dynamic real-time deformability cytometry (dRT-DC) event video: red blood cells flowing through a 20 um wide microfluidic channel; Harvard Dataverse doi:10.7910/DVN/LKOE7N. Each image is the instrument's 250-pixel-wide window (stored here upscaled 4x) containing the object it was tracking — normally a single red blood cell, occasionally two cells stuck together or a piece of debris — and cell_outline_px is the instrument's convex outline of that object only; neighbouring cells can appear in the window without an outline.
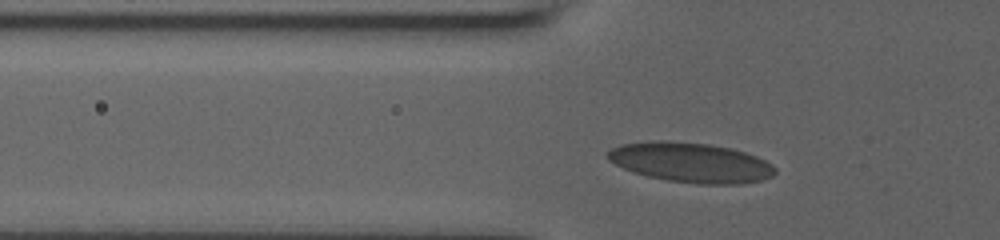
{"species": "human", "species_latin": "Homo sapiens", "temperature_condition": "room temperature", "stored_images_in_passage": 35, "camera_frame_rate_fps": 3000, "um_per_image_px": 0.085, "donor": {"sex": "male"}, "frame": {"image": 1, "passage_image": 7, "time_ms": 2.0, "image_size_px": [1000, 240], "cell_outline_px": [[776, 172], [772, 176], [764, 180], [740, 184], [700, 184], [668, 180], [648, 176], [632, 172], [608, 160], [604, 156], [604, 152], [620, 144], [652, 140], [668, 140], [708, 144], [732, 148], [756, 156], [772, 164], [776, 168]], "centroid_in_image_um": [58.69, 13.8], "position_along_channel_um": 67.1, "area_um2": 39.19}}
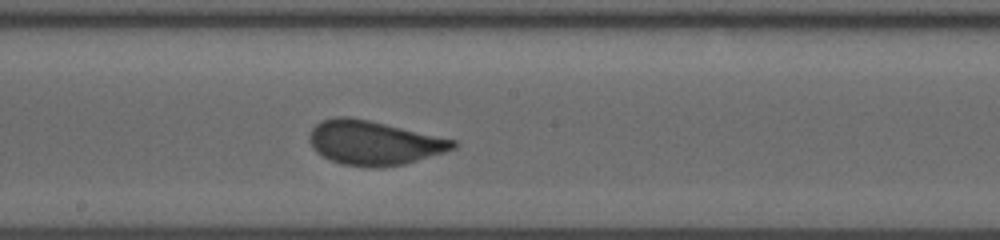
{"frame": {"image": 2, "passage_image": 19, "time_ms": 6.0, "image_size_px": [1000, 240], "cell_outline_px": [[460, 144], [456, 148], [444, 152], [404, 164], [380, 168], [368, 168], [340, 164], [316, 152], [312, 148], [308, 140], [308, 132], [320, 120], [336, 116], [348, 116], [368, 120], [456, 140]], "centroid_in_image_um": [31.74, 12.14], "position_along_channel_um": 216.5, "area_um2": 37.28}}
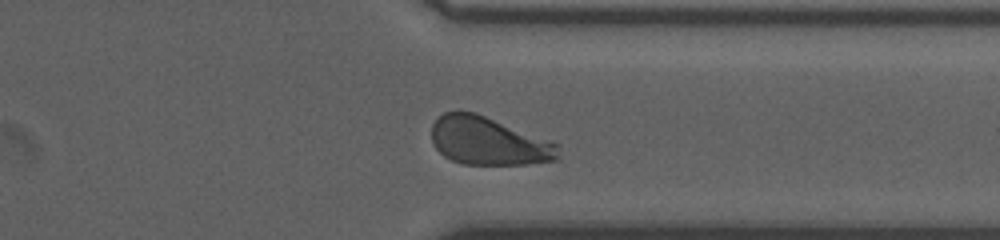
{"frame": {"image": 3, "passage_image": 31, "time_ms": 10.0, "image_size_px": [1000, 240], "cell_outline_px": [[560, 160], [524, 164], [464, 164], [452, 160], [444, 156], [436, 148], [432, 140], [432, 124], [444, 112], [476, 112], [548, 140], [556, 144], [560, 156]], "centroid_in_image_um": [41.52, 12.0], "position_along_channel_um": 369.9, "area_um2": 35.14}, "authors_computed_cell_mechanics": {"area_um2": 36.6452, "velocity_mm_per_s": 3.8366, "shape_relaxation_time_tau1_ms": 3.6161, "shape_relaxation_time_tau2_ms": null, "deformation_change_tau1": 0.1164, "deformation_change_tau2": null}}